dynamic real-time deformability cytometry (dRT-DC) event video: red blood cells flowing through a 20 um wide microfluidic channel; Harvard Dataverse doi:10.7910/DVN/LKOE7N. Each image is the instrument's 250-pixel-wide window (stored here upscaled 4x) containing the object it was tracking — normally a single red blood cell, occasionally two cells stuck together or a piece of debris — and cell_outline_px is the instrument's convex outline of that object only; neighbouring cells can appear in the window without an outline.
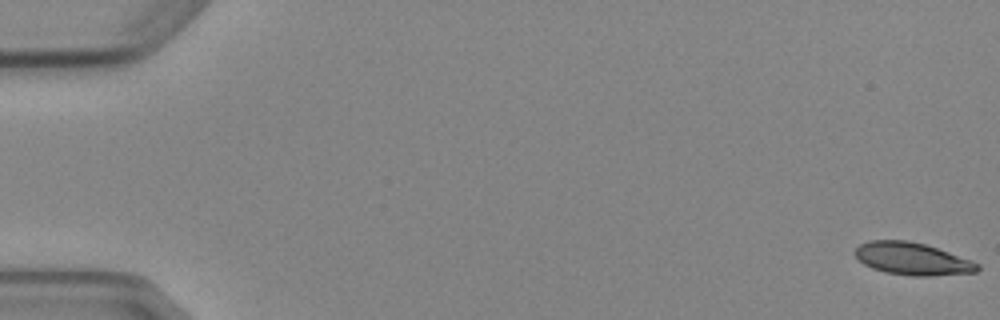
{"species": "Egyptian fruit bat (a non-hibernating species)", "species_latin": "Rousettus aegyptiacus", "temperature_condition": "cold", "stored_images_in_passage": 7, "camera_frame_rate_fps": 3000, "um_per_image_px": 0.085, "animal": {"sex": "female"}, "frame": {"image": 1, "passage_image": 1, "time_ms": 0.0, "image_size_px": [1000, 320], "cell_outline_px": [[980, 268], [976, 272], [928, 276], [912, 276], [884, 272], [872, 268], [864, 264], [852, 252], [860, 244], [868, 240], [908, 240], [924, 244], [972, 260], [980, 264]], "centroid_in_image_um": [77.53, 21.99], "position_along_channel_um": 7.5, "area_um2": 23.12}}
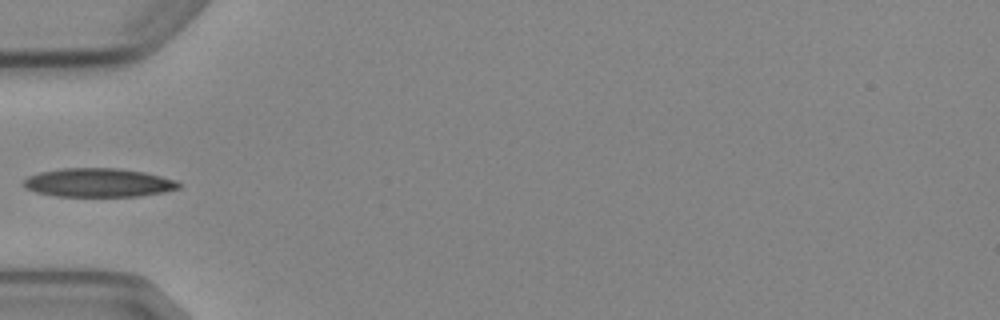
{"frame": {"image": 2, "passage_image": 6, "time_ms": 6.0, "image_size_px": [1000, 320], "cell_outline_px": [[180, 188], [164, 192], [140, 196], [56, 196], [36, 192], [24, 188], [20, 184], [28, 176], [40, 172], [60, 168], [120, 168], [144, 172], [176, 180], [180, 184]], "centroid_in_image_um": [8.33, 15.52], "position_along_channel_um": 76.7, "area_um2": 26.13}}
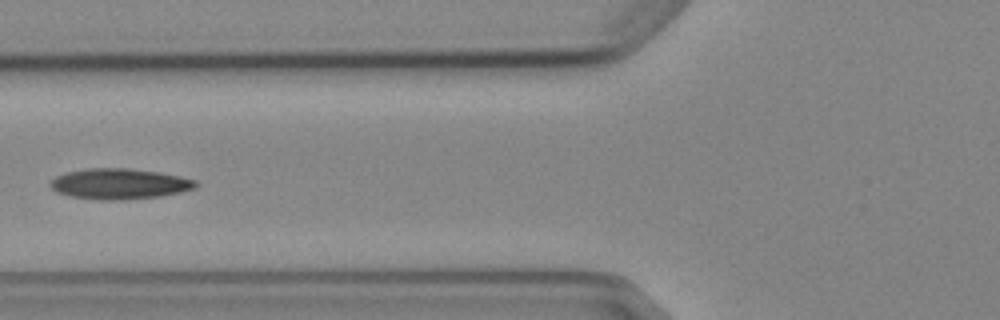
{"frame": {"image": 3, "passage_image": 7, "time_ms": 7.0, "image_size_px": [1000, 320], "cell_outline_px": [[200, 184], [196, 188], [180, 192], [160, 196], [120, 200], [100, 200], [72, 196], [56, 192], [48, 184], [56, 176], [68, 172], [88, 168], [128, 168], [160, 172], [180, 176], [196, 180]], "centroid_in_image_um": [10.18, 15.62], "position_along_channel_um": 115.6, "area_um2": 25.95}}